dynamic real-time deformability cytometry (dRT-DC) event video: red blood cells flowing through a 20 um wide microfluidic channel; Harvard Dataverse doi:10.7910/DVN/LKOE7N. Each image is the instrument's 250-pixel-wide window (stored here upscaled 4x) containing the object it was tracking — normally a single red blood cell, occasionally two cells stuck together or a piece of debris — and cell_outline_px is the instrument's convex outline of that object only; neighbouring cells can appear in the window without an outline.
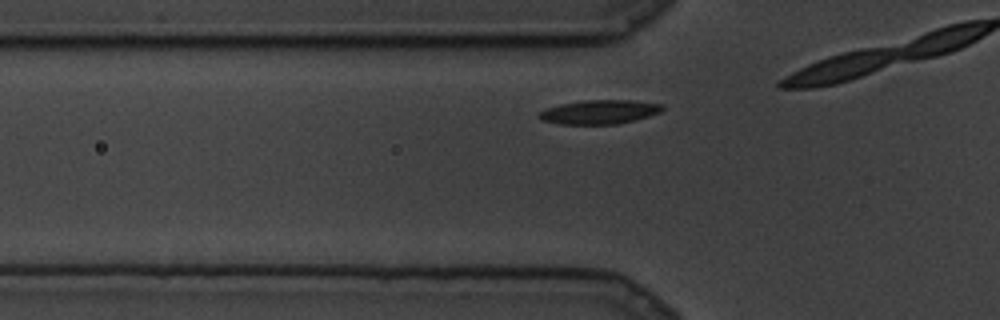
{"species": "common noctule bat (a hibernating species)", "species_latin": "Nyctalus noctula", "temperature_condition": "cold", "stored_images_in_passage": 11, "camera_frame_rate_fps": 3000, "um_per_image_px": 0.085, "animal": {"sex": "male", "body_mass_g": 19.5, "forearm_length_mm": 54.6}, "frame": {"image": 1, "passage_image": 4, "time_ms": 1.0, "image_size_px": [1000, 320], "cell_outline_px": [[664, 108], [660, 112], [636, 120], [616, 124], [560, 124], [540, 120], [536, 116], [540, 112], [548, 108], [560, 104], [584, 100], [632, 100], [660, 104]], "centroid_in_image_um": [50.93, 9.52], "position_along_channel_um": 74.9, "area_um2": 17.22}}
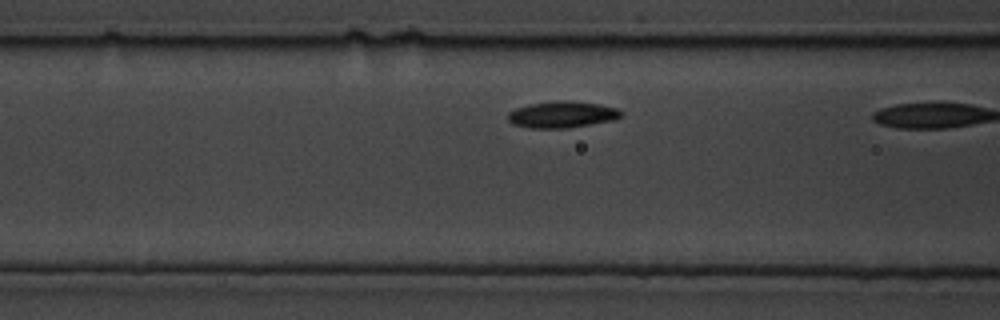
{"frame": {"image": 2, "passage_image": 10, "time_ms": 3.0, "image_size_px": [1000, 320], "cell_outline_px": [[624, 116], [616, 120], [568, 128], [532, 128], [512, 124], [508, 120], [508, 112], [516, 108], [532, 104], [556, 100], [568, 100], [600, 104], [616, 108], [624, 112]], "centroid_in_image_um": [47.84, 9.73], "position_along_channel_um": 118.8, "area_um2": 17.69}}